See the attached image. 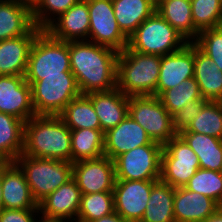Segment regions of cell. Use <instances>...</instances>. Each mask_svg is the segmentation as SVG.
<instances>
[{"label": "cell", "mask_w": 222, "mask_h": 222, "mask_svg": "<svg viewBox=\"0 0 222 222\" xmlns=\"http://www.w3.org/2000/svg\"><path fill=\"white\" fill-rule=\"evenodd\" d=\"M80 0H40L32 9L33 23L37 28L45 30L62 13Z\"/></svg>", "instance_id": "37"}, {"label": "cell", "mask_w": 222, "mask_h": 222, "mask_svg": "<svg viewBox=\"0 0 222 222\" xmlns=\"http://www.w3.org/2000/svg\"><path fill=\"white\" fill-rule=\"evenodd\" d=\"M104 155V132L101 129L71 130V163Z\"/></svg>", "instance_id": "29"}, {"label": "cell", "mask_w": 222, "mask_h": 222, "mask_svg": "<svg viewBox=\"0 0 222 222\" xmlns=\"http://www.w3.org/2000/svg\"><path fill=\"white\" fill-rule=\"evenodd\" d=\"M90 18L88 0H80L62 13L45 29L53 38L60 41L88 40Z\"/></svg>", "instance_id": "17"}, {"label": "cell", "mask_w": 222, "mask_h": 222, "mask_svg": "<svg viewBox=\"0 0 222 222\" xmlns=\"http://www.w3.org/2000/svg\"><path fill=\"white\" fill-rule=\"evenodd\" d=\"M72 178L77 182L81 194L113 192L116 180L114 161L103 155L75 162L72 164Z\"/></svg>", "instance_id": "12"}, {"label": "cell", "mask_w": 222, "mask_h": 222, "mask_svg": "<svg viewBox=\"0 0 222 222\" xmlns=\"http://www.w3.org/2000/svg\"><path fill=\"white\" fill-rule=\"evenodd\" d=\"M189 43L157 12L144 20L128 38V48L142 54L164 56Z\"/></svg>", "instance_id": "6"}, {"label": "cell", "mask_w": 222, "mask_h": 222, "mask_svg": "<svg viewBox=\"0 0 222 222\" xmlns=\"http://www.w3.org/2000/svg\"><path fill=\"white\" fill-rule=\"evenodd\" d=\"M71 72L81 94L111 91L117 86L119 52L90 41H69Z\"/></svg>", "instance_id": "1"}, {"label": "cell", "mask_w": 222, "mask_h": 222, "mask_svg": "<svg viewBox=\"0 0 222 222\" xmlns=\"http://www.w3.org/2000/svg\"><path fill=\"white\" fill-rule=\"evenodd\" d=\"M207 102V100H190L180 111L173 115L174 130L177 134L189 126Z\"/></svg>", "instance_id": "39"}, {"label": "cell", "mask_w": 222, "mask_h": 222, "mask_svg": "<svg viewBox=\"0 0 222 222\" xmlns=\"http://www.w3.org/2000/svg\"><path fill=\"white\" fill-rule=\"evenodd\" d=\"M194 78L203 99L222 101V71L194 44Z\"/></svg>", "instance_id": "24"}, {"label": "cell", "mask_w": 222, "mask_h": 222, "mask_svg": "<svg viewBox=\"0 0 222 222\" xmlns=\"http://www.w3.org/2000/svg\"><path fill=\"white\" fill-rule=\"evenodd\" d=\"M92 222H130V221L124 219L118 213L113 212L109 215L103 216V217L96 219Z\"/></svg>", "instance_id": "41"}, {"label": "cell", "mask_w": 222, "mask_h": 222, "mask_svg": "<svg viewBox=\"0 0 222 222\" xmlns=\"http://www.w3.org/2000/svg\"><path fill=\"white\" fill-rule=\"evenodd\" d=\"M24 173L32 197L39 204L72 179V163L20 154L14 161Z\"/></svg>", "instance_id": "4"}, {"label": "cell", "mask_w": 222, "mask_h": 222, "mask_svg": "<svg viewBox=\"0 0 222 222\" xmlns=\"http://www.w3.org/2000/svg\"><path fill=\"white\" fill-rule=\"evenodd\" d=\"M202 222H222V207H219L213 214Z\"/></svg>", "instance_id": "42"}, {"label": "cell", "mask_w": 222, "mask_h": 222, "mask_svg": "<svg viewBox=\"0 0 222 222\" xmlns=\"http://www.w3.org/2000/svg\"><path fill=\"white\" fill-rule=\"evenodd\" d=\"M0 112L24 122L36 115L31 86L24 76L0 75Z\"/></svg>", "instance_id": "14"}, {"label": "cell", "mask_w": 222, "mask_h": 222, "mask_svg": "<svg viewBox=\"0 0 222 222\" xmlns=\"http://www.w3.org/2000/svg\"><path fill=\"white\" fill-rule=\"evenodd\" d=\"M59 116L70 130L101 129L93 104L85 94L70 101Z\"/></svg>", "instance_id": "30"}, {"label": "cell", "mask_w": 222, "mask_h": 222, "mask_svg": "<svg viewBox=\"0 0 222 222\" xmlns=\"http://www.w3.org/2000/svg\"><path fill=\"white\" fill-rule=\"evenodd\" d=\"M162 145L134 148L114 160L116 180H160Z\"/></svg>", "instance_id": "10"}, {"label": "cell", "mask_w": 222, "mask_h": 222, "mask_svg": "<svg viewBox=\"0 0 222 222\" xmlns=\"http://www.w3.org/2000/svg\"><path fill=\"white\" fill-rule=\"evenodd\" d=\"M179 135L198 156L201 169L220 171L222 139L195 132H180Z\"/></svg>", "instance_id": "28"}, {"label": "cell", "mask_w": 222, "mask_h": 222, "mask_svg": "<svg viewBox=\"0 0 222 222\" xmlns=\"http://www.w3.org/2000/svg\"><path fill=\"white\" fill-rule=\"evenodd\" d=\"M193 43L222 71V26L199 32Z\"/></svg>", "instance_id": "38"}, {"label": "cell", "mask_w": 222, "mask_h": 222, "mask_svg": "<svg viewBox=\"0 0 222 222\" xmlns=\"http://www.w3.org/2000/svg\"><path fill=\"white\" fill-rule=\"evenodd\" d=\"M115 212L113 192L82 194L76 222H92Z\"/></svg>", "instance_id": "33"}, {"label": "cell", "mask_w": 222, "mask_h": 222, "mask_svg": "<svg viewBox=\"0 0 222 222\" xmlns=\"http://www.w3.org/2000/svg\"><path fill=\"white\" fill-rule=\"evenodd\" d=\"M17 1L21 4L28 6L32 10L40 0H17Z\"/></svg>", "instance_id": "45"}, {"label": "cell", "mask_w": 222, "mask_h": 222, "mask_svg": "<svg viewBox=\"0 0 222 222\" xmlns=\"http://www.w3.org/2000/svg\"><path fill=\"white\" fill-rule=\"evenodd\" d=\"M85 95L91 100L104 133L117 126L128 115L129 97L117 87L111 91L90 92Z\"/></svg>", "instance_id": "20"}, {"label": "cell", "mask_w": 222, "mask_h": 222, "mask_svg": "<svg viewBox=\"0 0 222 222\" xmlns=\"http://www.w3.org/2000/svg\"><path fill=\"white\" fill-rule=\"evenodd\" d=\"M175 188L157 180L150 191L148 205L140 222H175Z\"/></svg>", "instance_id": "27"}, {"label": "cell", "mask_w": 222, "mask_h": 222, "mask_svg": "<svg viewBox=\"0 0 222 222\" xmlns=\"http://www.w3.org/2000/svg\"><path fill=\"white\" fill-rule=\"evenodd\" d=\"M156 12L188 42H194L199 32L194 28L190 0H159Z\"/></svg>", "instance_id": "26"}, {"label": "cell", "mask_w": 222, "mask_h": 222, "mask_svg": "<svg viewBox=\"0 0 222 222\" xmlns=\"http://www.w3.org/2000/svg\"><path fill=\"white\" fill-rule=\"evenodd\" d=\"M13 161L0 150V167H8Z\"/></svg>", "instance_id": "43"}, {"label": "cell", "mask_w": 222, "mask_h": 222, "mask_svg": "<svg viewBox=\"0 0 222 222\" xmlns=\"http://www.w3.org/2000/svg\"><path fill=\"white\" fill-rule=\"evenodd\" d=\"M22 154L71 162V130L60 116L35 115L25 122Z\"/></svg>", "instance_id": "2"}, {"label": "cell", "mask_w": 222, "mask_h": 222, "mask_svg": "<svg viewBox=\"0 0 222 222\" xmlns=\"http://www.w3.org/2000/svg\"><path fill=\"white\" fill-rule=\"evenodd\" d=\"M194 28L201 32L222 26V0H190Z\"/></svg>", "instance_id": "35"}, {"label": "cell", "mask_w": 222, "mask_h": 222, "mask_svg": "<svg viewBox=\"0 0 222 222\" xmlns=\"http://www.w3.org/2000/svg\"><path fill=\"white\" fill-rule=\"evenodd\" d=\"M161 56L126 47L117 60V88L126 96H156Z\"/></svg>", "instance_id": "3"}, {"label": "cell", "mask_w": 222, "mask_h": 222, "mask_svg": "<svg viewBox=\"0 0 222 222\" xmlns=\"http://www.w3.org/2000/svg\"><path fill=\"white\" fill-rule=\"evenodd\" d=\"M184 187L211 198L222 207V175L219 171L199 168Z\"/></svg>", "instance_id": "36"}, {"label": "cell", "mask_w": 222, "mask_h": 222, "mask_svg": "<svg viewBox=\"0 0 222 222\" xmlns=\"http://www.w3.org/2000/svg\"><path fill=\"white\" fill-rule=\"evenodd\" d=\"M3 208H39L20 167L13 161L4 171L2 183Z\"/></svg>", "instance_id": "22"}, {"label": "cell", "mask_w": 222, "mask_h": 222, "mask_svg": "<svg viewBox=\"0 0 222 222\" xmlns=\"http://www.w3.org/2000/svg\"><path fill=\"white\" fill-rule=\"evenodd\" d=\"M90 28L88 40L123 51L128 38L120 30L115 18L112 0H88Z\"/></svg>", "instance_id": "11"}, {"label": "cell", "mask_w": 222, "mask_h": 222, "mask_svg": "<svg viewBox=\"0 0 222 222\" xmlns=\"http://www.w3.org/2000/svg\"><path fill=\"white\" fill-rule=\"evenodd\" d=\"M128 115L145 129L149 138L164 146L177 135L173 116L156 96H130Z\"/></svg>", "instance_id": "8"}, {"label": "cell", "mask_w": 222, "mask_h": 222, "mask_svg": "<svg viewBox=\"0 0 222 222\" xmlns=\"http://www.w3.org/2000/svg\"><path fill=\"white\" fill-rule=\"evenodd\" d=\"M157 180H115V212L130 222H140Z\"/></svg>", "instance_id": "13"}, {"label": "cell", "mask_w": 222, "mask_h": 222, "mask_svg": "<svg viewBox=\"0 0 222 222\" xmlns=\"http://www.w3.org/2000/svg\"><path fill=\"white\" fill-rule=\"evenodd\" d=\"M112 4L118 26L127 38L156 12L153 0H112Z\"/></svg>", "instance_id": "25"}, {"label": "cell", "mask_w": 222, "mask_h": 222, "mask_svg": "<svg viewBox=\"0 0 222 222\" xmlns=\"http://www.w3.org/2000/svg\"><path fill=\"white\" fill-rule=\"evenodd\" d=\"M163 106L173 116L190 100H205L194 77L180 83L177 87L164 91L160 96Z\"/></svg>", "instance_id": "34"}, {"label": "cell", "mask_w": 222, "mask_h": 222, "mask_svg": "<svg viewBox=\"0 0 222 222\" xmlns=\"http://www.w3.org/2000/svg\"><path fill=\"white\" fill-rule=\"evenodd\" d=\"M199 168L198 156L179 134L163 146L161 181L173 188L184 187Z\"/></svg>", "instance_id": "9"}, {"label": "cell", "mask_w": 222, "mask_h": 222, "mask_svg": "<svg viewBox=\"0 0 222 222\" xmlns=\"http://www.w3.org/2000/svg\"><path fill=\"white\" fill-rule=\"evenodd\" d=\"M161 145L153 142L136 121L127 115L117 126L104 133V155L115 160L134 148Z\"/></svg>", "instance_id": "15"}, {"label": "cell", "mask_w": 222, "mask_h": 222, "mask_svg": "<svg viewBox=\"0 0 222 222\" xmlns=\"http://www.w3.org/2000/svg\"><path fill=\"white\" fill-rule=\"evenodd\" d=\"M34 26L28 6L17 0H0V41L26 35Z\"/></svg>", "instance_id": "23"}, {"label": "cell", "mask_w": 222, "mask_h": 222, "mask_svg": "<svg viewBox=\"0 0 222 222\" xmlns=\"http://www.w3.org/2000/svg\"><path fill=\"white\" fill-rule=\"evenodd\" d=\"M192 77H194V43L189 42L182 49L161 56L156 97Z\"/></svg>", "instance_id": "16"}, {"label": "cell", "mask_w": 222, "mask_h": 222, "mask_svg": "<svg viewBox=\"0 0 222 222\" xmlns=\"http://www.w3.org/2000/svg\"><path fill=\"white\" fill-rule=\"evenodd\" d=\"M27 83L36 115L59 116L70 101L81 95L72 72L41 76V80Z\"/></svg>", "instance_id": "7"}, {"label": "cell", "mask_w": 222, "mask_h": 222, "mask_svg": "<svg viewBox=\"0 0 222 222\" xmlns=\"http://www.w3.org/2000/svg\"><path fill=\"white\" fill-rule=\"evenodd\" d=\"M37 216V217H36ZM40 216L39 208L34 209H6L0 210V222H36Z\"/></svg>", "instance_id": "40"}, {"label": "cell", "mask_w": 222, "mask_h": 222, "mask_svg": "<svg viewBox=\"0 0 222 222\" xmlns=\"http://www.w3.org/2000/svg\"><path fill=\"white\" fill-rule=\"evenodd\" d=\"M62 72H71L69 42L57 40L41 30L30 50L25 80L36 82L41 76L62 75Z\"/></svg>", "instance_id": "5"}, {"label": "cell", "mask_w": 222, "mask_h": 222, "mask_svg": "<svg viewBox=\"0 0 222 222\" xmlns=\"http://www.w3.org/2000/svg\"><path fill=\"white\" fill-rule=\"evenodd\" d=\"M39 219L40 220H36V222H70L68 220H64V219H51V218H46V217H43V216H39Z\"/></svg>", "instance_id": "46"}, {"label": "cell", "mask_w": 222, "mask_h": 222, "mask_svg": "<svg viewBox=\"0 0 222 222\" xmlns=\"http://www.w3.org/2000/svg\"><path fill=\"white\" fill-rule=\"evenodd\" d=\"M40 31L34 26L26 35L0 41V75H25L32 44Z\"/></svg>", "instance_id": "19"}, {"label": "cell", "mask_w": 222, "mask_h": 222, "mask_svg": "<svg viewBox=\"0 0 222 222\" xmlns=\"http://www.w3.org/2000/svg\"><path fill=\"white\" fill-rule=\"evenodd\" d=\"M25 122L0 112V150L12 161L22 154Z\"/></svg>", "instance_id": "31"}, {"label": "cell", "mask_w": 222, "mask_h": 222, "mask_svg": "<svg viewBox=\"0 0 222 222\" xmlns=\"http://www.w3.org/2000/svg\"><path fill=\"white\" fill-rule=\"evenodd\" d=\"M7 167H0V210L3 208V201H2V183L4 177V171Z\"/></svg>", "instance_id": "44"}, {"label": "cell", "mask_w": 222, "mask_h": 222, "mask_svg": "<svg viewBox=\"0 0 222 222\" xmlns=\"http://www.w3.org/2000/svg\"><path fill=\"white\" fill-rule=\"evenodd\" d=\"M81 195L77 182L72 178L38 204L40 214L46 218L76 222Z\"/></svg>", "instance_id": "18"}, {"label": "cell", "mask_w": 222, "mask_h": 222, "mask_svg": "<svg viewBox=\"0 0 222 222\" xmlns=\"http://www.w3.org/2000/svg\"><path fill=\"white\" fill-rule=\"evenodd\" d=\"M181 132L201 133L222 139V101H208Z\"/></svg>", "instance_id": "32"}, {"label": "cell", "mask_w": 222, "mask_h": 222, "mask_svg": "<svg viewBox=\"0 0 222 222\" xmlns=\"http://www.w3.org/2000/svg\"><path fill=\"white\" fill-rule=\"evenodd\" d=\"M220 206L211 198L189 191L185 187L175 188V222H202Z\"/></svg>", "instance_id": "21"}]
</instances>
